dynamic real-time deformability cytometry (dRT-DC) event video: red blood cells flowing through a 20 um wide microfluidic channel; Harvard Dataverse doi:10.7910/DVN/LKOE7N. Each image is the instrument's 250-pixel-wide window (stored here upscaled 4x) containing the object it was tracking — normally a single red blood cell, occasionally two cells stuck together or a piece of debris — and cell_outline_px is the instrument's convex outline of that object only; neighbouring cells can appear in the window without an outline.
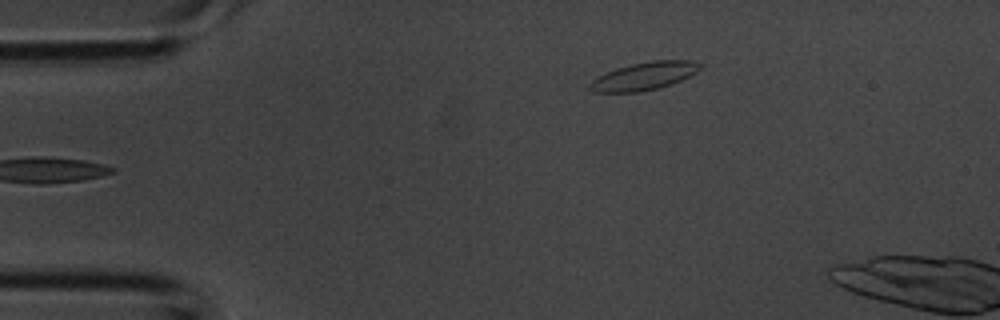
{"species": "common noctule bat (a hibernating species)", "species_latin": "Nyctalus noctula", "temperature_condition": "room temperature", "stored_images_in_passage": 2, "camera_frame_rate_fps": 3000, "um_per_image_px": 0.085, "animal": {"sex": "male", "body_mass_g": 20.1, "forearm_length_mm": 53.5}, "frame": {"image": 1, "passage_image": 1, "time_ms": 0.0, "image_size_px": [1000, 320], "cell_outline_px": [[700, 68], [696, 72], [672, 84], [640, 92], [592, 92], [588, 88], [588, 84], [592, 80], [616, 68], [632, 64], [652, 60], [692, 60], [700, 64]], "centroid_in_image_um": [54.73, 6.47], "position_along_channel_um": 30.3, "area_um2": 17.69}}